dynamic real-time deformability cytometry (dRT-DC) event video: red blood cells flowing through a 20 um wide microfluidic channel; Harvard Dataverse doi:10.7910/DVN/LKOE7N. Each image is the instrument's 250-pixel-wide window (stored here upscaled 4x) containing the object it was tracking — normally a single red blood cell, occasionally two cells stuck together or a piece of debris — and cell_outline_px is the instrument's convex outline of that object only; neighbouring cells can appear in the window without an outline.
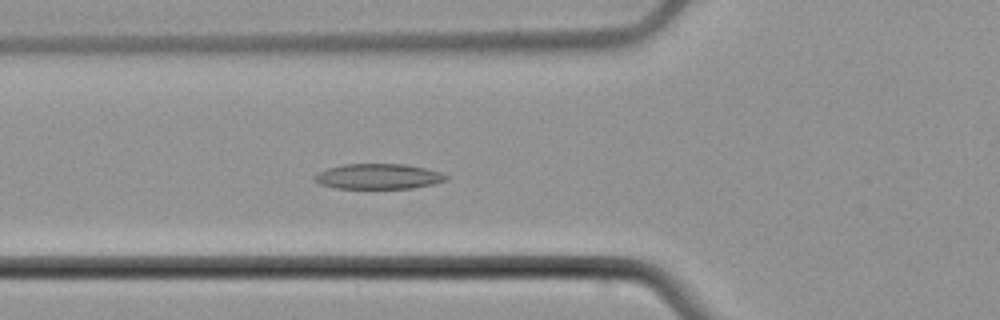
{"species": "common noctule bat (a hibernating species)", "species_latin": "Nyctalus noctula", "temperature_condition": "cold", "stored_images_in_passage": 7, "segment_of_instrument_passage": [1, 2], "camera_frame_rate_fps": 3000, "um_per_image_px": 0.085, "animal": {"sex": "male", "body_mass_g": 21.5, "forearm_length_mm": 52.0}, "frame": {"image": 1, "passage_image": 6, "time_ms": 6.0, "image_size_px": [1000, 320], "cell_outline_px": [[448, 180], [436, 184], [412, 188], [336, 188], [320, 184], [312, 180], [312, 176], [316, 172], [328, 168], [344, 164], [404, 164], [424, 168], [440, 172], [448, 176]], "centroid_in_image_um": [32.13, 15.0], "position_along_channel_um": 93.7, "area_um2": 19.54}}